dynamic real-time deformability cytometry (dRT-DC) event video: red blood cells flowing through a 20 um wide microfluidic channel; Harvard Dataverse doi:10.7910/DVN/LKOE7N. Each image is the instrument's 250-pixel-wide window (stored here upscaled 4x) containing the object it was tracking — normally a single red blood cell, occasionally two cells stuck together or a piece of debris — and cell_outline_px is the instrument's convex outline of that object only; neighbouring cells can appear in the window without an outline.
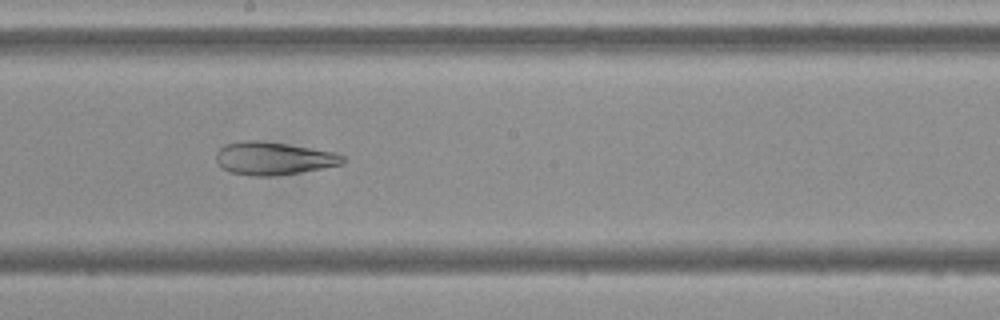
{"species": "Egyptian fruit bat (a non-hibernating species)", "species_latin": "Rousettus aegyptiacus", "temperature_condition": "cold", "stored_images_in_passage": 54, "camera_frame_rate_fps": 3000, "um_per_image_px": 0.085, "frame": {"image": 1, "passage_image": 29, "time_ms": 9.333, "image_size_px": [1000, 320], "cell_outline_px": [[344, 164], [324, 168], [268, 176], [252, 176], [228, 172], [216, 160], [216, 152], [224, 144], [244, 140], [260, 140], [336, 152], [344, 156]], "centroid_in_image_um": [23.23, 13.45], "position_along_channel_um": 225.0, "area_um2": 24.16}}
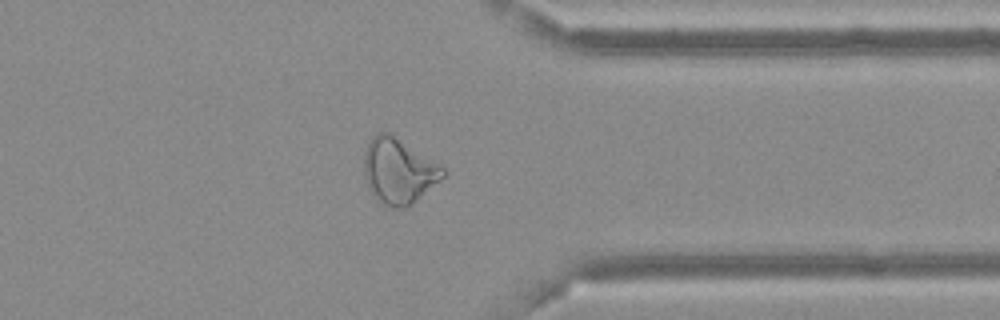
{"frame": {"image": 2, "passage_image": 42, "time_ms": 13.667, "image_size_px": [1000, 320], "cell_outline_px": [[444, 176], [440, 180], [408, 208], [392, 208], [376, 200], [368, 188], [364, 176], [364, 152], [372, 136], [376, 132], [388, 132], [440, 164], [444, 168]], "centroid_in_image_um": [33.85, 14.55], "position_along_channel_um": 377.5, "area_um2": 30.06}}
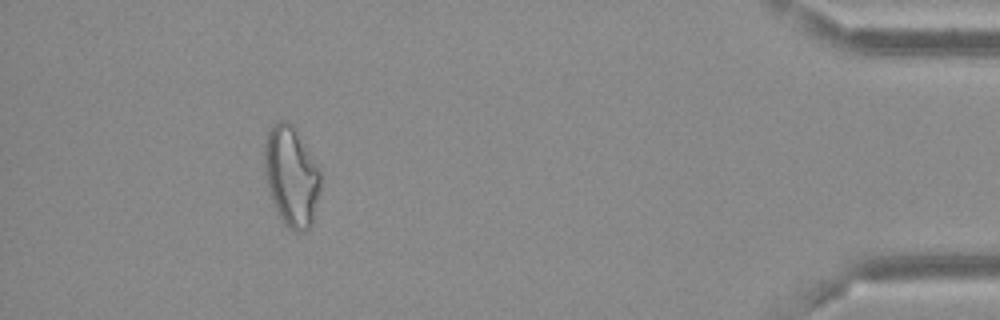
{"frame": {"image": 3, "passage_image": 49, "time_ms": 16.0, "image_size_px": [1000, 320], "cell_outline_px": [[320, 192], [312, 224], [304, 232], [296, 232], [288, 228], [284, 224], [272, 200], [268, 188], [264, 164], [264, 144], [268, 132], [280, 120], [288, 120], [292, 124], [320, 168]], "centroid_in_image_um": [24.78, 15.0], "position_along_channel_um": 410.4, "area_um2": 32.6}}